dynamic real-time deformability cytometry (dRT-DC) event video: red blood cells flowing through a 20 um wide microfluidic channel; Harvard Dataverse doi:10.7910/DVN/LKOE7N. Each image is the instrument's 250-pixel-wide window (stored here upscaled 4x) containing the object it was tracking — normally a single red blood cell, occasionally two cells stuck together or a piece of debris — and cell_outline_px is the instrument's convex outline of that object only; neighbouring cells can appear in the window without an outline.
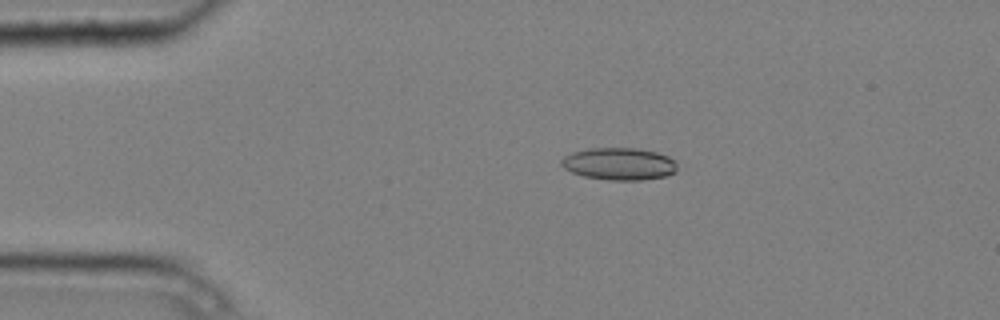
{"species": "common noctule bat (a hibernating species)", "species_latin": "Nyctalus noctula", "temperature_condition": "cold", "stored_images_in_passage": 4, "camera_frame_rate_fps": 3000, "um_per_image_px": 0.085, "animal": {"sex": "male", "body_mass_g": 20.4}, "frame": {"image": 1, "passage_image": 2, "time_ms": 0.333, "image_size_px": [1000, 320], "cell_outline_px": [[676, 172], [664, 176], [640, 180], [608, 180], [584, 176], [572, 172], [564, 168], [560, 164], [560, 160], [564, 156], [572, 152], [588, 148], [636, 148], [656, 152], [668, 156], [676, 164]], "centroid_in_image_um": [52.59, 13.92], "position_along_channel_um": 32.4, "area_um2": 21.73}}